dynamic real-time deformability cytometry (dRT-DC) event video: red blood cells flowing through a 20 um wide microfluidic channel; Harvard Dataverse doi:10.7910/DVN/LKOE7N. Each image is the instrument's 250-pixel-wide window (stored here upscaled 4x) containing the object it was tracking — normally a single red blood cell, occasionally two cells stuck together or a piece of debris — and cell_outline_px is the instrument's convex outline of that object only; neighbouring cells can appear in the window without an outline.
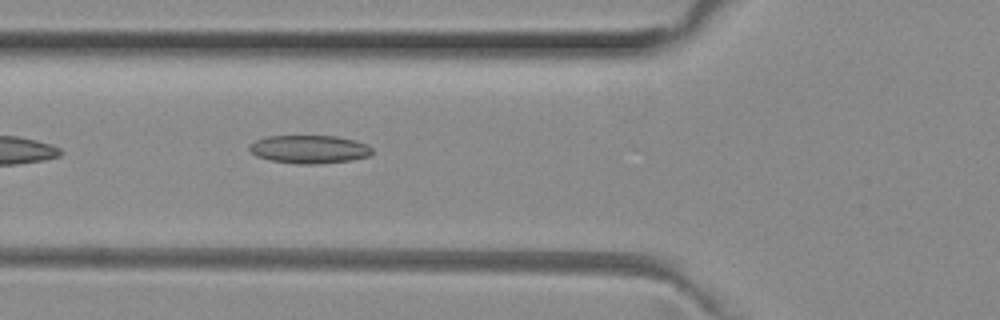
{"species": "common noctule bat (a hibernating species)", "species_latin": "Nyctalus noctula", "temperature_condition": "room temperature", "stored_images_in_passage": 18, "camera_frame_rate_fps": 3000, "um_per_image_px": 0.085, "animal": {"sex": "female", "body_mass_g": 29.2, "forearm_length_mm": 56.3}, "frame": {"image": 1, "passage_image": 3, "time_ms": 0.667, "image_size_px": [1000, 320], "cell_outline_px": [[372, 152], [368, 156], [352, 160], [320, 164], [296, 164], [272, 160], [256, 156], [248, 148], [248, 144], [256, 140], [268, 136], [336, 136], [356, 140], [368, 144], [372, 148]], "centroid_in_image_um": [26.3, 12.69], "position_along_channel_um": 99.5, "area_um2": 20.29}}
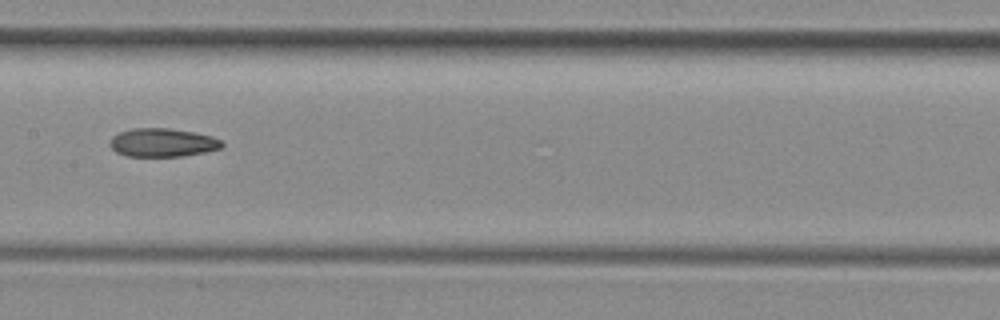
{"frame": {"image": 2, "passage_image": 10, "time_ms": 3.0, "image_size_px": [1000, 320], "cell_outline_px": [[224, 144], [220, 148], [204, 152], [184, 156], [128, 156], [116, 152], [108, 144], [112, 136], [120, 132], [132, 128], [168, 128], [192, 132], [212, 136], [220, 140]], "centroid_in_image_um": [13.79, 12.12], "position_along_channel_um": 193.6, "area_um2": 18.5}}
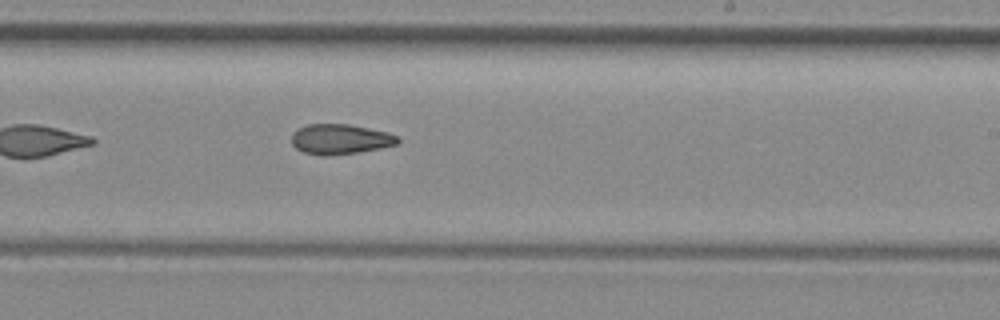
{"frame": {"image": 3, "passage_image": 15, "time_ms": 4.667, "image_size_px": [1000, 320], "cell_outline_px": [[400, 140], [396, 144], [380, 148], [356, 152], [304, 152], [296, 148], [292, 144], [292, 132], [296, 128], [308, 124], [348, 124], [388, 132], [400, 136]], "centroid_in_image_um": [28.95, 11.76], "position_along_channel_um": 260.1, "area_um2": 17.86}}